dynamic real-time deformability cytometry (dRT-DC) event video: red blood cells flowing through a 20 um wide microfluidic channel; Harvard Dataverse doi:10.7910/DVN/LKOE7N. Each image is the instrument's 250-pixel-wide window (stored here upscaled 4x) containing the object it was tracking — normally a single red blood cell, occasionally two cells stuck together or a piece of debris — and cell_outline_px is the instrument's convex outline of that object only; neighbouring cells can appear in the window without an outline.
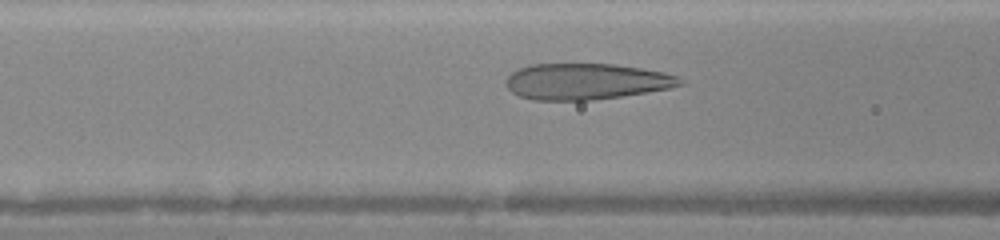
{"species": "human", "species_latin": "Homo sapiens", "temperature_condition": "warm", "stored_images_in_passage": 37, "camera_frame_rate_fps": 3000, "um_per_image_px": 0.085, "donor": {"sex": "female"}, "frame": {"image": 1, "passage_image": 16, "time_ms": 5.0, "image_size_px": [1000, 240], "cell_outline_px": [[684, 84], [668, 88], [620, 96], [592, 100], [532, 100], [520, 96], [512, 92], [508, 88], [508, 76], [512, 72], [520, 68], [532, 64], [616, 64], [664, 72], [676, 76]], "centroid_in_image_um": [49.8, 6.92], "position_along_channel_um": 116.8, "area_um2": 36.18}}
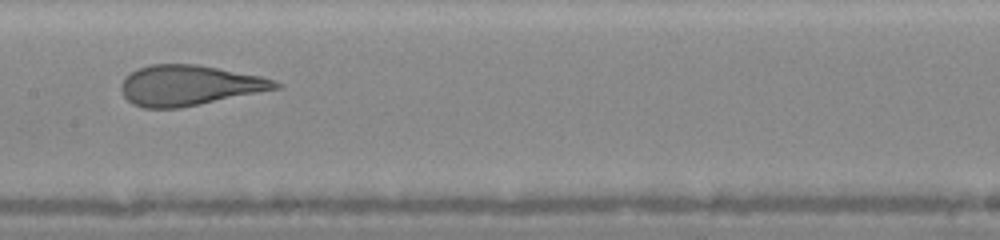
{"frame": {"image": 2, "passage_image": 21, "time_ms": 6.667, "image_size_px": [1000, 240], "cell_outline_px": [[284, 84], [280, 88], [180, 108], [144, 108], [132, 104], [124, 96], [120, 88], [120, 84], [124, 76], [136, 68], [152, 64], [196, 64], [260, 76]], "centroid_in_image_um": [16.03, 7.25], "position_along_channel_um": 191.4, "area_um2": 36.24}}
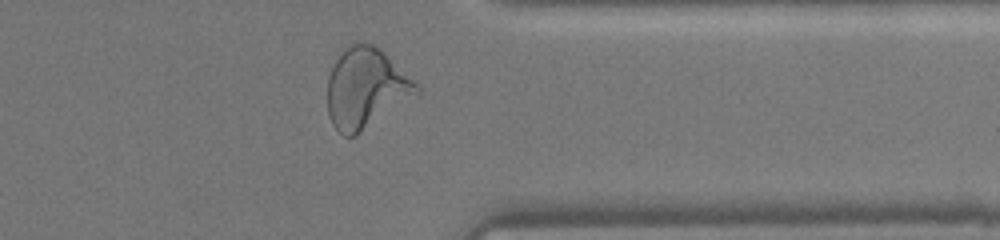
{"frame": {"image": 3, "passage_image": 34, "time_ms": 11.0, "image_size_px": [1000, 240], "cell_outline_px": [[420, 92], [356, 136], [344, 136], [332, 124], [328, 116], [328, 76], [332, 64], [344, 48], [348, 44], [356, 40], [360, 40], [372, 44], [380, 48], [420, 84]], "centroid_in_image_um": [31.1, 7.45], "position_along_channel_um": 380.3, "area_um2": 42.08}}